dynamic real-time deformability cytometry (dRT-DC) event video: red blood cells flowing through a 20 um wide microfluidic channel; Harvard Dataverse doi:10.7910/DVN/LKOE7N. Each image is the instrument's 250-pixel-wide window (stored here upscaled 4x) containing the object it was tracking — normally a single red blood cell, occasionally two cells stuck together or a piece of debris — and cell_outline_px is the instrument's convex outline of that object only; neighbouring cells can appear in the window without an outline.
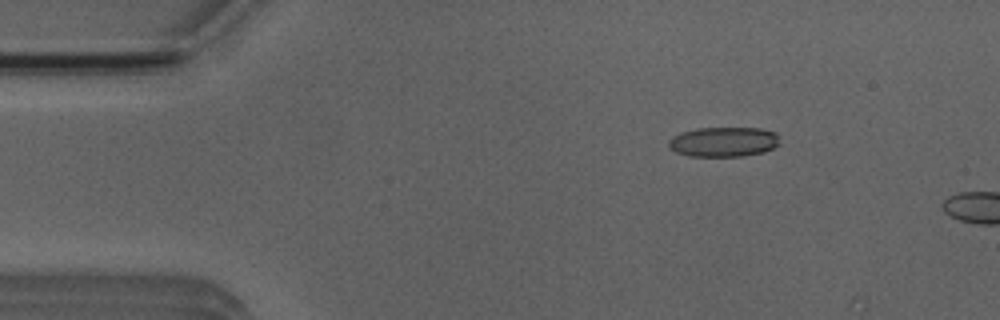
{"species": "Egyptian fruit bat (a non-hibernating species)", "species_latin": "Rousettus aegyptiacus", "temperature_condition": "room temperature", "stored_images_in_passage": 4, "camera_frame_rate_fps": 3000, "um_per_image_px": 0.085, "animal": {"sex": "male"}, "frame": {"image": 1, "passage_image": 3, "time_ms": 2.333, "image_size_px": [1000, 320], "cell_outline_px": [[780, 144], [764, 152], [740, 156], [688, 156], [676, 152], [668, 144], [668, 140], [672, 136], [680, 132], [696, 128], [760, 128], [776, 132]], "centroid_in_image_um": [61.5, 12.05], "position_along_channel_um": 23.5, "area_um2": 19.36}}